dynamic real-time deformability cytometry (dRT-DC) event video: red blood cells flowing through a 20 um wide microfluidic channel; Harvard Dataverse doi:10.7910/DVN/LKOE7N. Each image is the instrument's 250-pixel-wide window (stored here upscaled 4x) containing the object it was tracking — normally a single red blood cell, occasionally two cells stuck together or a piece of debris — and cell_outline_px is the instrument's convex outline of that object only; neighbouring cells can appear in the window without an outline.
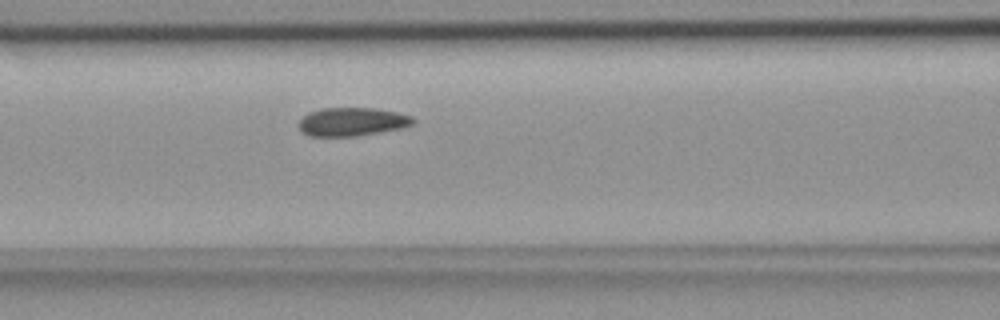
{"species": "common noctule bat (a hibernating species)", "species_latin": "Nyctalus noctula", "temperature_condition": "room temperature", "stored_images_in_passage": 36, "camera_frame_rate_fps": 3000, "um_per_image_px": 0.085, "animal": {"sex": "female", "body_mass_g": 18.4}, "frame": {"image": 1, "passage_image": 14, "time_ms": 4.333, "image_size_px": [1000, 320], "cell_outline_px": [[416, 124], [404, 128], [356, 136], [308, 136], [300, 132], [296, 124], [308, 112], [320, 108], [376, 108], [396, 112], [412, 116], [416, 120]], "centroid_in_image_um": [29.92, 10.35], "position_along_channel_um": 136.7, "area_um2": 19.36}}
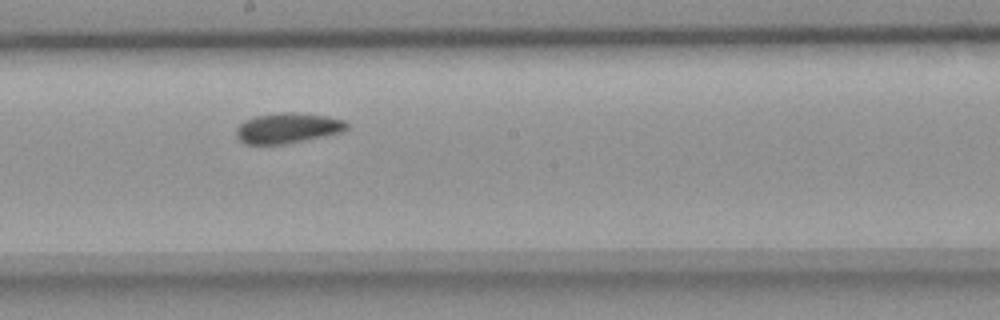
{"frame": {"image": 2, "passage_image": 21, "time_ms": 6.667, "image_size_px": [1000, 320], "cell_outline_px": [[348, 128], [340, 132], [284, 144], [248, 144], [240, 140], [236, 136], [236, 128], [244, 120], [256, 116], [280, 112], [296, 112], [328, 116], [344, 120], [348, 124]], "centroid_in_image_um": [24.43, 10.87], "position_along_channel_um": 223.8, "area_um2": 19.36}}
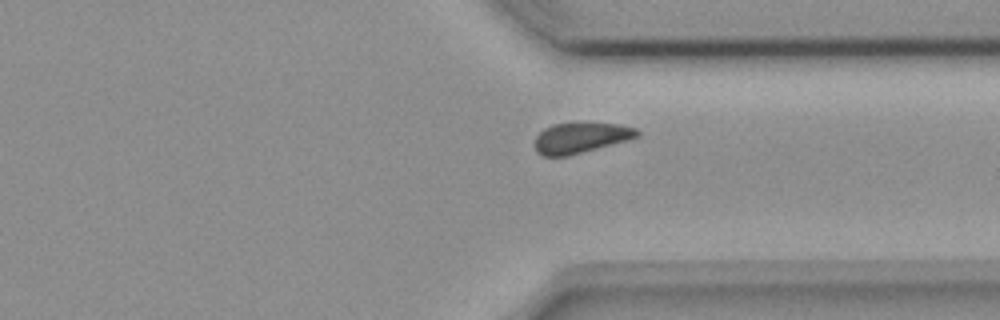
{"frame": {"image": 3, "passage_image": 32, "time_ms": 10.333, "image_size_px": [1000, 320], "cell_outline_px": [[640, 136], [628, 140], [568, 156], [540, 156], [536, 152], [536, 136], [544, 128], [552, 124], [576, 120], [620, 124], [636, 128], [640, 132]], "centroid_in_image_um": [49.37, 11.66], "position_along_channel_um": 362.0, "area_um2": 18.96}}